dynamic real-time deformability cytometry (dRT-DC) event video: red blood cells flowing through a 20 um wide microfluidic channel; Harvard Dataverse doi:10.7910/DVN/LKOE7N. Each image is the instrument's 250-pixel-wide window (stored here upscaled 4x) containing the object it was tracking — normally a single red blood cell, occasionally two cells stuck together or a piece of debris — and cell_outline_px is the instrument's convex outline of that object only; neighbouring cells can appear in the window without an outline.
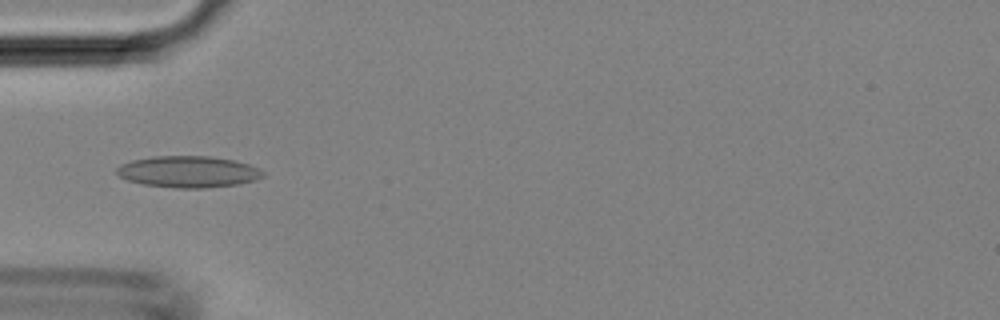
{"species": "Egyptian fruit bat (a non-hibernating species)", "species_latin": "Rousettus aegyptiacus", "temperature_condition": "room temperature", "stored_images_in_passage": 43, "camera_frame_rate_fps": 3000, "um_per_image_px": 0.085, "animal": {"sex": "female"}, "frame": {"image": 1, "passage_image": 13, "time_ms": 4.0, "image_size_px": [1000, 320], "cell_outline_px": [[264, 176], [256, 180], [240, 184], [204, 188], [176, 188], [144, 184], [128, 180], [120, 176], [116, 172], [116, 168], [120, 164], [132, 160], [152, 156], [208, 156], [236, 160], [260, 168], [264, 172]], "centroid_in_image_um": [16.03, 14.59], "position_along_channel_um": 69.0, "area_um2": 26.99}}
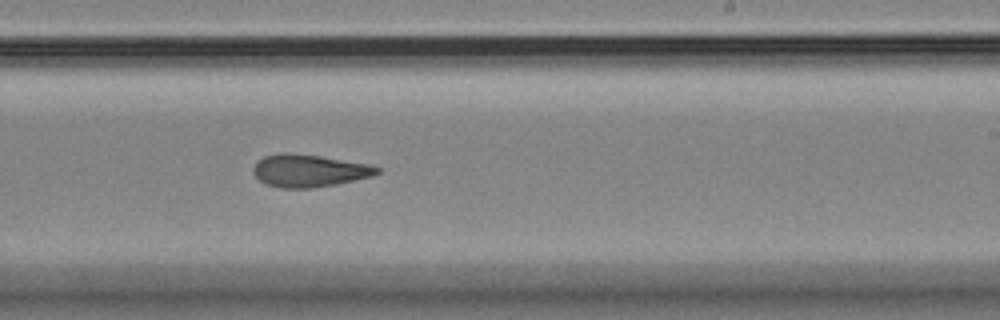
{"frame": {"image": 2, "passage_image": 26, "time_ms": 8.333, "image_size_px": [1000, 320], "cell_outline_px": [[380, 172], [372, 176], [336, 184], [312, 188], [280, 188], [264, 184], [252, 172], [252, 168], [264, 156], [280, 152], [284, 152], [320, 156], [372, 164], [380, 168]], "centroid_in_image_um": [26.28, 14.51], "position_along_channel_um": 262.7, "area_um2": 23.52}}
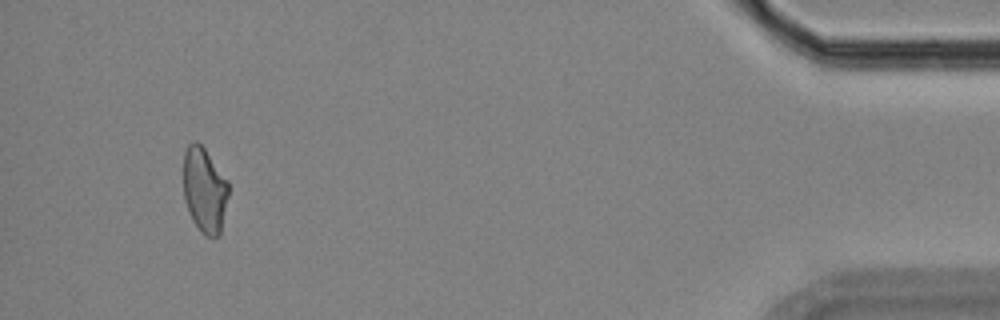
{"frame": {"image": 3, "passage_image": 41, "time_ms": 13.333, "image_size_px": [1000, 320], "cell_outline_px": [[228, 196], [220, 236], [212, 240], [204, 236], [200, 232], [192, 220], [188, 212], [184, 200], [184, 152], [188, 144], [192, 140], [196, 140], [204, 148], [228, 180]], "centroid_in_image_um": [17.38, 16.2], "position_along_channel_um": 417.8, "area_um2": 22.83}}